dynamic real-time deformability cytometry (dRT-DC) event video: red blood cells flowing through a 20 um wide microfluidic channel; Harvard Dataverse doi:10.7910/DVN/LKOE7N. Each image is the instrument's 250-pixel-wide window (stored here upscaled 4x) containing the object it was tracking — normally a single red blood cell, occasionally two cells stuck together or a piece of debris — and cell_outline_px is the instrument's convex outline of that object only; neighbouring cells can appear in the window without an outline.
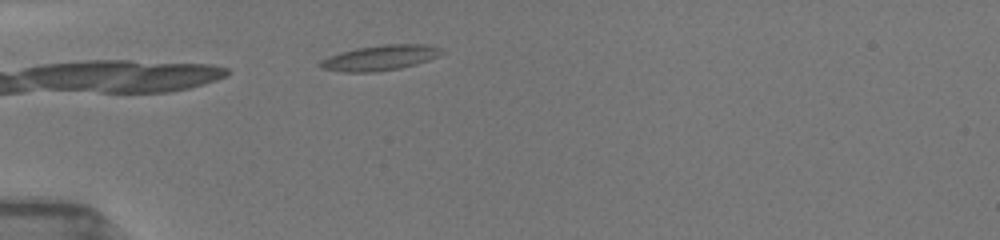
{"species": "common noctule bat (a hibernating species)", "species_latin": "Nyctalus noctula", "temperature_condition": "room temperature", "stored_images_in_passage": 9, "camera_frame_rate_fps": 3000, "um_per_image_px": 0.085, "animal": {"sex": "female", "body_mass_g": 19.5, "forearm_length_mm": 54.1}, "frame": {"image": 1, "passage_image": 1, "time_ms": 0.0, "image_size_px": [1000, 240], "cell_outline_px": [[444, 52], [440, 56], [416, 64], [400, 68], [376, 72], [344, 72], [320, 68], [320, 60], [328, 56], [340, 52], [356, 48], [384, 44], [428, 44], [440, 48]], "centroid_in_image_um": [32.31, 4.91], "position_along_channel_um": 52.7, "area_um2": 17.98}}
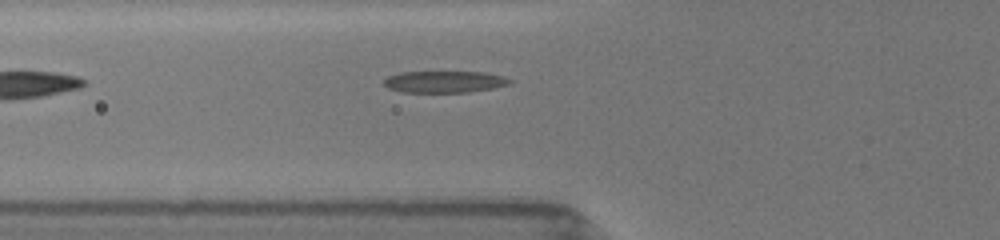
{"frame": {"image": 2, "passage_image": 5, "time_ms": 1.333, "image_size_px": [1000, 240], "cell_outline_px": [[512, 84], [492, 88], [468, 92], [400, 92], [388, 88], [384, 84], [384, 80], [388, 76], [400, 72], [484, 72], [504, 76], [512, 80]], "centroid_in_image_um": [37.79, 6.95], "position_along_channel_um": 88.0, "area_um2": 15.95}}
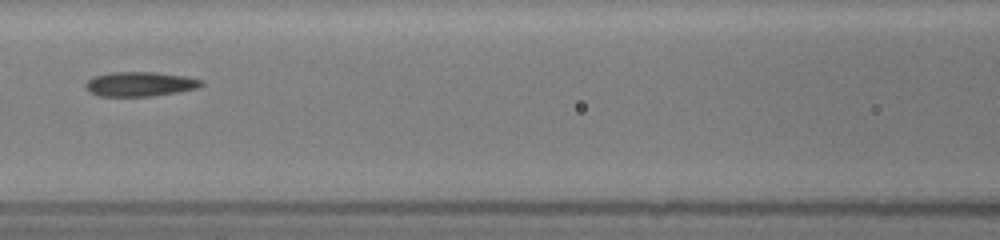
{"frame": {"image": 3, "passage_image": 9, "time_ms": 3.0, "image_size_px": [1000, 240], "cell_outline_px": [[204, 84], [200, 88], [152, 96], [100, 96], [88, 92], [84, 88], [84, 84], [88, 80], [96, 76], [112, 72], [156, 72], [184, 76], [204, 80]], "centroid_in_image_um": [11.91, 7.15], "position_along_channel_um": 154.7, "area_um2": 16.65}}